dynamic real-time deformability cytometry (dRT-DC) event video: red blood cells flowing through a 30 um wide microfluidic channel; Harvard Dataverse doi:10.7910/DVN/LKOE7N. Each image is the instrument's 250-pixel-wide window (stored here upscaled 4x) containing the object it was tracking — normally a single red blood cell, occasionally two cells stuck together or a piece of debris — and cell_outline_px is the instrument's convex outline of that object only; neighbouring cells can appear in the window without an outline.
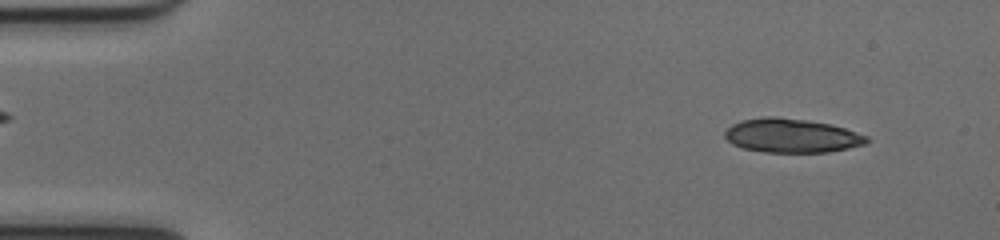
{"species": "common noctule bat (a hibernating species)", "species_latin": "Nyctalus noctula", "temperature_condition": "cold", "stored_images_in_passage": 46, "segment_of_instrument_passage": [1, 2], "camera_frame_rate_fps": 3000, "um_per_image_px": 0.085, "animal": {"sex": "female", "body_mass_g": 17.0, "forearm_length_mm": 48.0}, "frame": {"image": 1, "passage_image": 1, "time_ms": 0.0, "image_size_px": [1000, 240], "cell_outline_px": [[864, 140], [856, 144], [844, 148], [820, 152], [776, 152], [748, 148], [736, 144], [728, 136], [728, 132], [736, 124], [748, 120], [792, 120], [824, 124], [840, 128], [852, 132], [860, 136]], "centroid_in_image_um": [67.27, 11.58], "position_along_channel_um": 17.7, "area_um2": 24.39}}
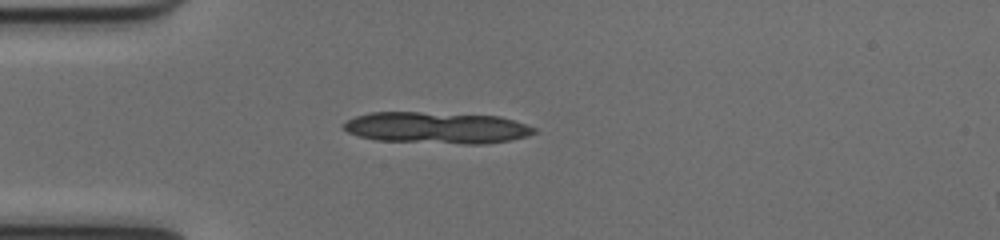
{"frame": {"image": 2, "passage_image": 10, "time_ms": 3.0, "image_size_px": [1000, 240], "cell_outline_px": [[532, 132], [520, 136], [500, 140], [392, 140], [364, 136], [352, 132], [348, 128], [348, 124], [352, 120], [360, 116], [380, 112], [408, 112], [492, 116], [508, 120], [528, 128]], "centroid_in_image_um": [36.98, 10.78], "position_along_channel_um": 48.0, "area_um2": 30.11}}